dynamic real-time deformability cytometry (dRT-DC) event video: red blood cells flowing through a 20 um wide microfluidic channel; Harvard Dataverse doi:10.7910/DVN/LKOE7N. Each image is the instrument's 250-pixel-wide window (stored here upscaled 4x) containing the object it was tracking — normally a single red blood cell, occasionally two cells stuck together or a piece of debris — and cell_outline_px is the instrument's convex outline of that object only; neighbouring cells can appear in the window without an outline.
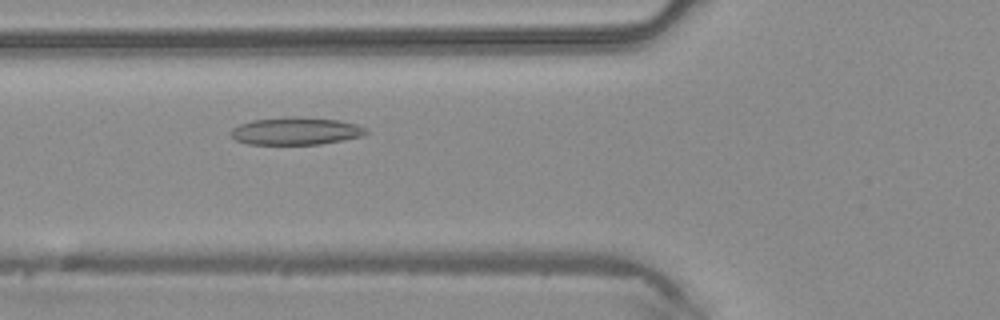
{"species": "common noctule bat (a hibernating species)", "species_latin": "Nyctalus noctula", "temperature_condition": "warm", "stored_images_in_passage": 45, "camera_frame_rate_fps": 3000, "um_per_image_px": 0.085, "animal": {"sex": "male", "body_mass_g": 20.4}, "frame": {"image": 1, "passage_image": 15, "time_ms": 4.667, "image_size_px": [1000, 320], "cell_outline_px": [[368, 132], [364, 136], [344, 140], [320, 144], [248, 144], [236, 140], [228, 132], [232, 128], [240, 124], [252, 120], [288, 116], [292, 116], [340, 120], [356, 124], [368, 128]], "centroid_in_image_um": [25.17, 11.13], "position_along_channel_um": 100.6, "area_um2": 21.91}}
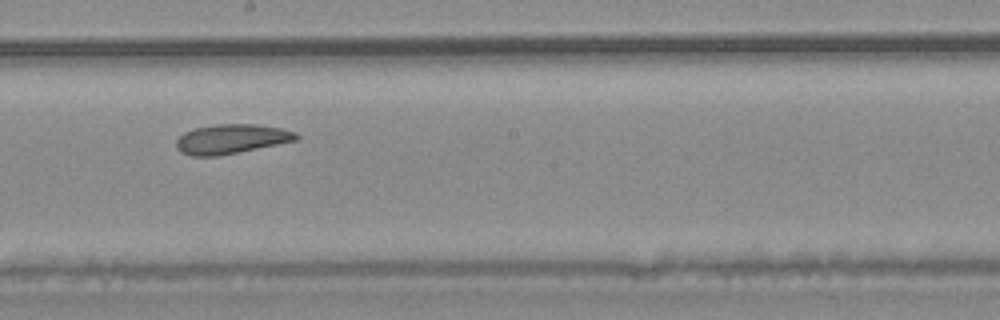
{"frame": {"image": 2, "passage_image": 24, "time_ms": 7.667, "image_size_px": [1000, 320], "cell_outline_px": [[300, 136], [296, 140], [220, 156], [192, 156], [180, 152], [176, 148], [176, 140], [184, 132], [196, 128], [216, 124], [256, 124], [280, 128], [296, 132]], "centroid_in_image_um": [19.64, 11.82], "position_along_channel_um": 228.6, "area_um2": 20.58}}
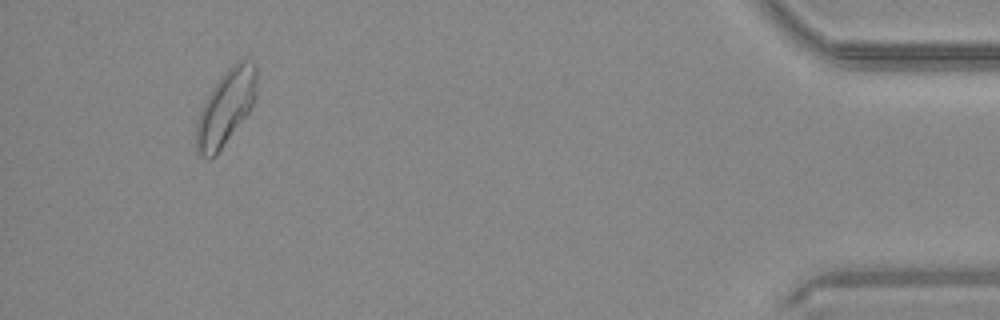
{"frame": {"image": 3, "passage_image": 42, "time_ms": 13.667, "image_size_px": [1000, 320], "cell_outline_px": [[256, 96], [252, 108], [216, 156], [208, 160], [196, 152], [196, 124], [200, 112], [212, 88], [224, 72], [236, 60], [252, 60], [256, 68]], "centroid_in_image_um": [19.2, 9.16], "position_along_channel_um": 416.0, "area_um2": 26.41}}